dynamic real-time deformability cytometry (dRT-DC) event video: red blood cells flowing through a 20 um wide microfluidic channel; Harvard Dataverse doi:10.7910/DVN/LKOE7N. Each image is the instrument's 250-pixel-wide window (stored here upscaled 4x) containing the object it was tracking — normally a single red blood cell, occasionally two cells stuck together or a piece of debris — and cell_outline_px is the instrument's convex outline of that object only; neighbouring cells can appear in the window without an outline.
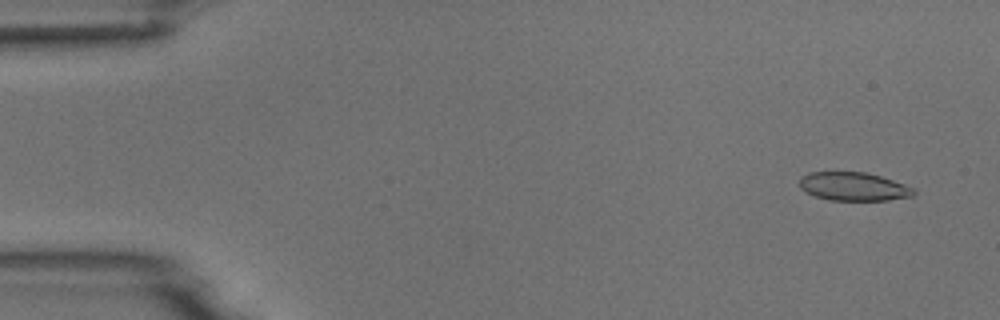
{"species": "common noctule bat (a hibernating species)", "species_latin": "Nyctalus noctula", "temperature_condition": "room temperature", "stored_images_in_passage": 9, "camera_frame_rate_fps": 3000, "um_per_image_px": 0.085, "animal": {"sex": "male", "body_mass_g": 18.8}, "frame": {"image": 1, "passage_image": 1, "time_ms": 0.0, "image_size_px": [1000, 320], "cell_outline_px": [[916, 192], [912, 196], [888, 200], [828, 200], [804, 192], [800, 188], [800, 176], [808, 172], [864, 172], [880, 176], [904, 184], [912, 188]], "centroid_in_image_um": [72.5, 15.85], "position_along_channel_um": 12.5, "area_um2": 18.9}}
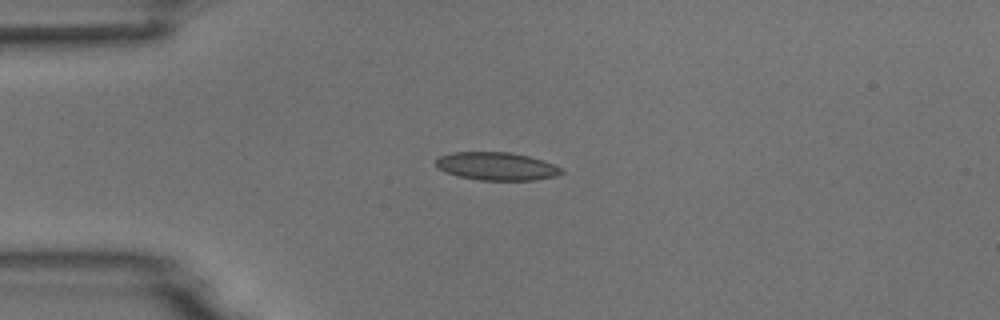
{"frame": {"image": 2, "passage_image": 4, "time_ms": 3.333, "image_size_px": [1000, 320], "cell_outline_px": [[564, 172], [556, 176], [536, 180], [480, 180], [456, 176], [436, 168], [436, 160], [440, 156], [452, 152], [512, 152], [544, 160], [564, 168]], "centroid_in_image_um": [42.24, 14.13], "position_along_channel_um": 42.8, "area_um2": 20.75}}
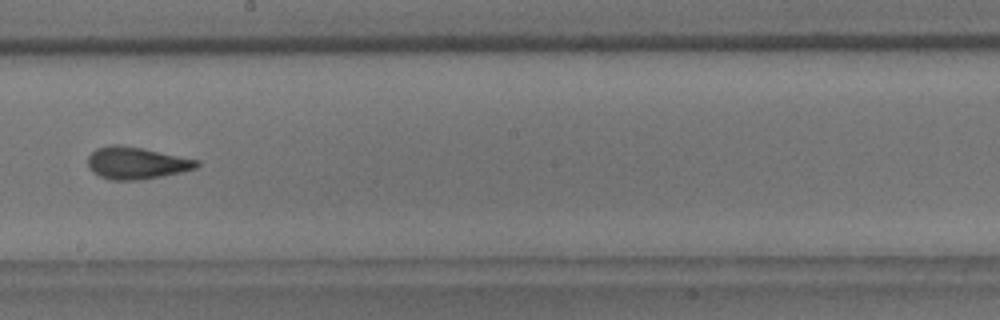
{"frame": {"image": 3, "passage_image": 9, "time_ms": 9.0, "image_size_px": [1000, 320], "cell_outline_px": [[200, 164], [196, 168], [180, 172], [140, 180], [112, 180], [100, 176], [92, 172], [88, 168], [88, 156], [96, 148], [108, 144], [116, 144], [144, 148], [200, 160]], "centroid_in_image_um": [11.58, 13.84], "position_along_channel_um": 236.6, "area_um2": 20.52}}